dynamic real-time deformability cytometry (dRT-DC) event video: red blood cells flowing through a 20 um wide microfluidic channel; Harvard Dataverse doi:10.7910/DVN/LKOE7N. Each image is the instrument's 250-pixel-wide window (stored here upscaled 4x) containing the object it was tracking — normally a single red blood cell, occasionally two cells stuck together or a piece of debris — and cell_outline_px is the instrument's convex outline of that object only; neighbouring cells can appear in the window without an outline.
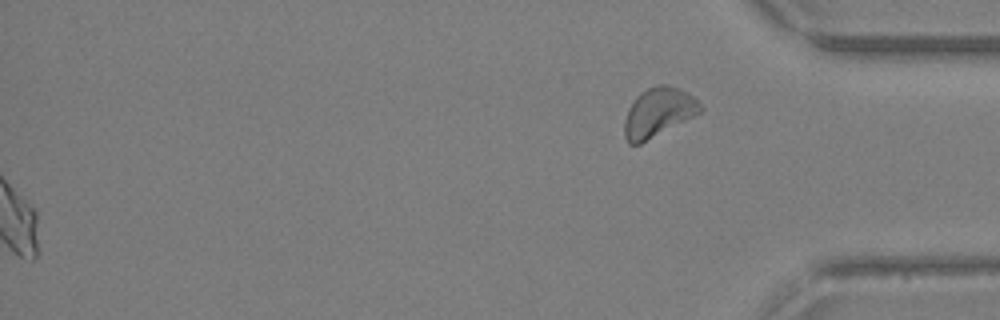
{"species": "Egyptian fruit bat (a non-hibernating species)", "species_latin": "Rousettus aegyptiacus", "temperature_condition": "warm", "stored_images_in_passage": 43, "segment_of_instrument_passage": [2, 2], "camera_frame_rate_fps": 3000, "um_per_image_px": 0.085, "animal": {"sex": "female"}, "frame": {"image": 1, "passage_image": 43, "time_ms": 14.0, "image_size_px": [1000, 320], "cell_outline_px": [[704, 108], [700, 112], [640, 144], [628, 144], [624, 136], [624, 120], [628, 108], [636, 96], [640, 92], [656, 84], [664, 84], [680, 88], [692, 96]], "centroid_in_image_um": [55.91, 9.54], "position_along_channel_um": 379.3, "area_um2": 21.5}}